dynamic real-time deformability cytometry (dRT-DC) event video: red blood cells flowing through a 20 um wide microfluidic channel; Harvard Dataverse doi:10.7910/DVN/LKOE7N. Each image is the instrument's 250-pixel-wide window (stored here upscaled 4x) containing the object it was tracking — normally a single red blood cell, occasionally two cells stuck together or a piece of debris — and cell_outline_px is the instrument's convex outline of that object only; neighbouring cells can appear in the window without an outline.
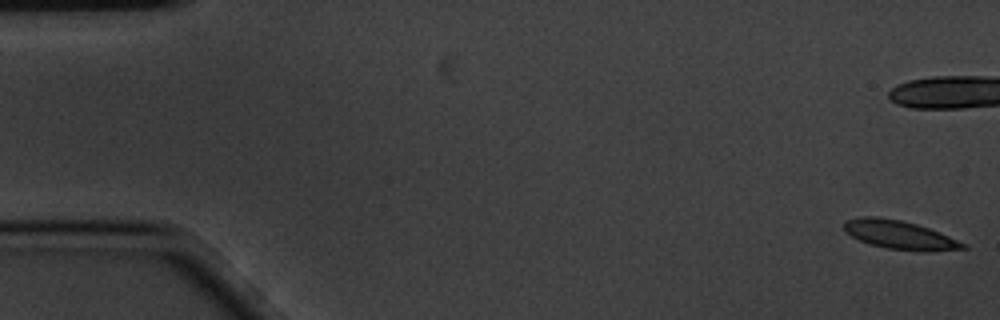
{"species": "common noctule bat (a hibernating species)", "species_latin": "Nyctalus noctula", "temperature_condition": "cold", "stored_images_in_passage": 8, "camera_frame_rate_fps": 3000, "um_per_image_px": 0.085, "animal": {"sex": "male", "body_mass_g": 20.1, "forearm_length_mm": 53.5}, "frame": {"image": 1, "passage_image": 1, "time_ms": 0.0, "image_size_px": [1000, 320], "cell_outline_px": [[968, 248], [924, 252], [916, 252], [888, 248], [868, 244], [844, 232], [844, 220], [860, 216], [876, 216], [900, 220], [916, 224], [940, 232], [968, 244]], "centroid_in_image_um": [76.47, 19.97], "position_along_channel_um": 8.5, "area_um2": 20.11}}